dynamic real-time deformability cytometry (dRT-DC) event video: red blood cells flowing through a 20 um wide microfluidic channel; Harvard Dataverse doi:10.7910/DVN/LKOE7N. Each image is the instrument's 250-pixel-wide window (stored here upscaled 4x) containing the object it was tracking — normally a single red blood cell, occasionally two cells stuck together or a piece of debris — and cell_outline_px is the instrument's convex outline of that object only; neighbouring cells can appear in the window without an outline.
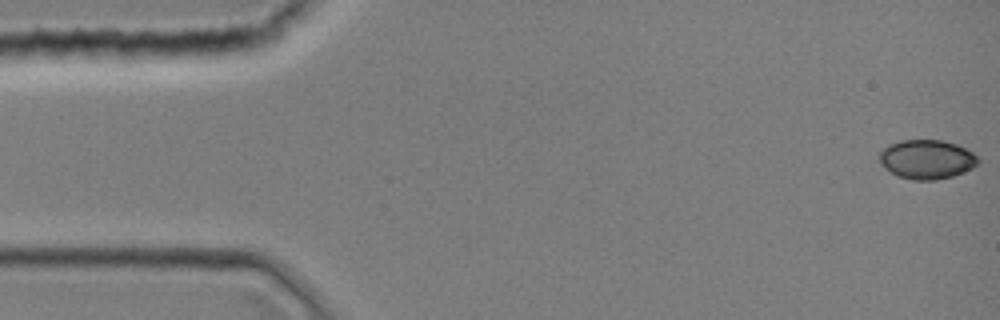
{"species": "common noctule bat (a hibernating species)", "species_latin": "Nyctalus noctula", "temperature_condition": "room temperature", "stored_images_in_passage": 44, "camera_frame_rate_fps": 3000, "um_per_image_px": 0.085, "animal": {"sex": "female", "body_mass_g": 19.0, "forearm_length_mm": 51.5}, "frame": {"image": 1, "passage_image": 1, "time_ms": 0.0, "image_size_px": [1000, 320], "cell_outline_px": [[980, 160], [972, 168], [952, 176], [936, 180], [912, 180], [896, 176], [884, 168], [880, 164], [880, 152], [888, 144], [900, 140], [940, 140], [956, 144], [972, 152]], "centroid_in_image_um": [78.74, 13.55], "position_along_channel_um": 6.3, "area_um2": 22.54}}
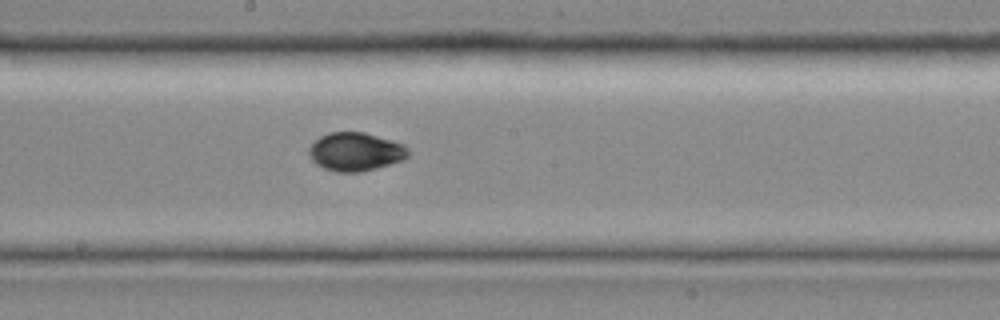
{"frame": {"image": 2, "passage_image": 24, "time_ms": 7.667, "image_size_px": [1000, 320], "cell_outline_px": [[408, 156], [404, 160], [376, 168], [360, 172], [336, 172], [324, 168], [316, 164], [308, 156], [308, 148], [320, 136], [328, 132], [364, 132], [404, 144], [408, 148]], "centroid_in_image_um": [30.2, 12.9], "position_along_channel_um": 218.0, "area_um2": 22.31}}
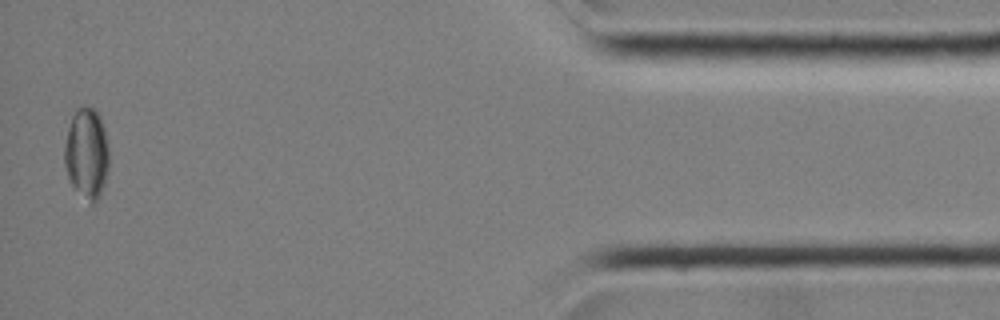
{"frame": {"image": 3, "passage_image": 43, "time_ms": 14.0, "image_size_px": [1000, 320], "cell_outline_px": [[108, 168], [104, 184], [100, 196], [92, 204], [88, 204], [68, 180], [64, 164], [64, 144], [68, 128], [72, 116], [76, 108], [80, 104], [84, 104], [92, 108], [100, 116], [104, 128], [108, 144]], "centroid_in_image_um": [7.35, 13.03], "position_along_channel_um": 427.9, "area_um2": 23.93}}